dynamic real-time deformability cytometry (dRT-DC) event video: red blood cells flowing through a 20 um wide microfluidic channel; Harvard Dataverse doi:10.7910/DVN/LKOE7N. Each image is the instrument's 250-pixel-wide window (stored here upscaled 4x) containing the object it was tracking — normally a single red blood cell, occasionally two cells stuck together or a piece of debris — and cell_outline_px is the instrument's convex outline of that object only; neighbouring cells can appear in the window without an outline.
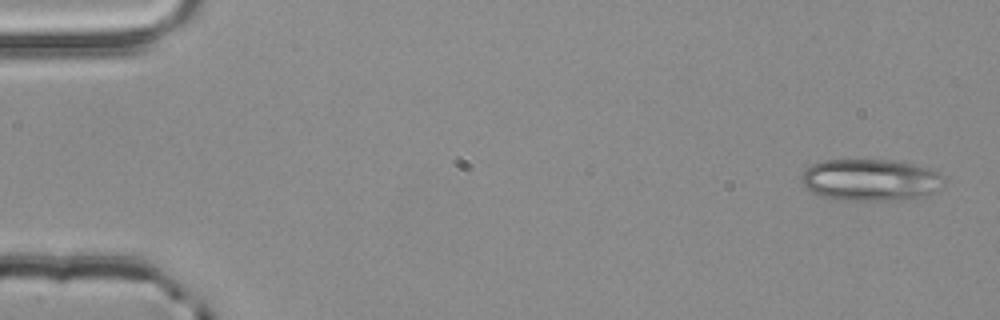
{"species": "common noctule bat (a hibernating species)", "species_latin": "Nyctalus noctula", "temperature_condition": "room temperature", "stored_images_in_passage": 5, "camera_frame_rate_fps": 3000, "um_per_image_px": 0.085, "animal": {"sex": "male", "body_mass_g": 20.4}, "frame": {"image": 1, "passage_image": 1, "time_ms": 0.0, "image_size_px": [1000, 320], "cell_outline_px": [[944, 180], [940, 188], [936, 192], [928, 196], [896, 200], [840, 200], [820, 196], [804, 188], [800, 180], [800, 176], [812, 164], [824, 160], [888, 160], [912, 164], [936, 172], [944, 176]], "centroid_in_image_um": [73.96, 15.31], "position_along_channel_um": 11.0, "area_um2": 34.8}}